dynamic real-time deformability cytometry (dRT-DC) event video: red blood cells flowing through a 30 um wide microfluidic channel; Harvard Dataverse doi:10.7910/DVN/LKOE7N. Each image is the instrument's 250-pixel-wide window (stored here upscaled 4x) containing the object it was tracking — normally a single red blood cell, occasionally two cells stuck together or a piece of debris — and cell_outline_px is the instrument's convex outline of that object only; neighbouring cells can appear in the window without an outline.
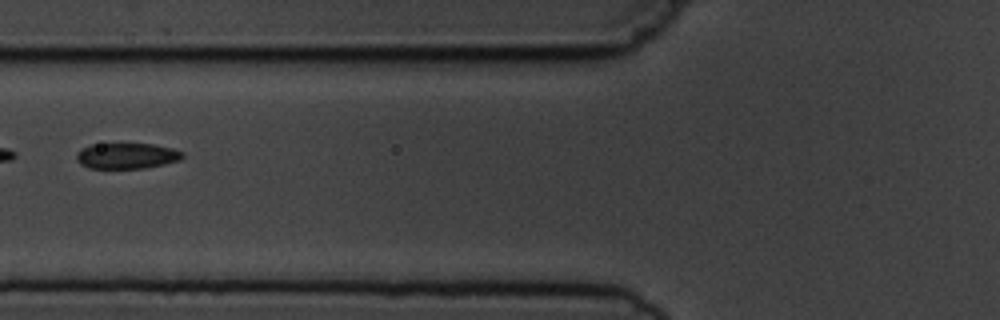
{"species": "common noctule bat (a hibernating species)", "species_latin": "Nyctalus noctula", "temperature_condition": "cold", "stored_images_in_passage": 10, "camera_frame_rate_fps": 3000, "um_per_image_px": 0.085, "animal": {"sex": "male", "body_mass_g": 19.5, "forearm_length_mm": 54.6}, "frame": {"image": 1, "passage_image": 7, "time_ms": 7.0, "image_size_px": [1000, 320], "cell_outline_px": [[184, 156], [180, 160], [164, 164], [144, 168], [88, 168], [80, 164], [76, 160], [76, 152], [80, 148], [92, 144], [152, 144], [172, 148], [184, 152]], "centroid_in_image_um": [10.75, 13.24], "position_along_channel_um": 115.1, "area_um2": 16.01}}
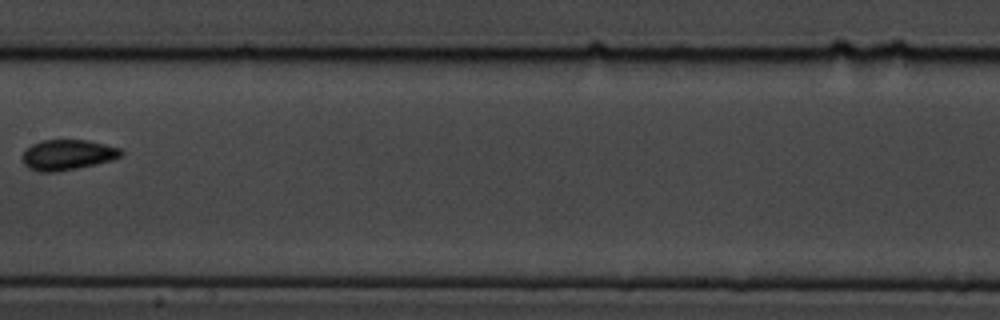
{"frame": {"image": 2, "passage_image": 9, "time_ms": 9.333, "image_size_px": [1000, 320], "cell_outline_px": [[124, 156], [112, 160], [96, 164], [76, 168], [52, 172], [40, 172], [28, 168], [24, 164], [24, 152], [32, 144], [40, 140], [88, 140], [120, 148], [124, 152]], "centroid_in_image_um": [5.79, 13.15], "position_along_channel_um": 201.6, "area_um2": 17.4}}
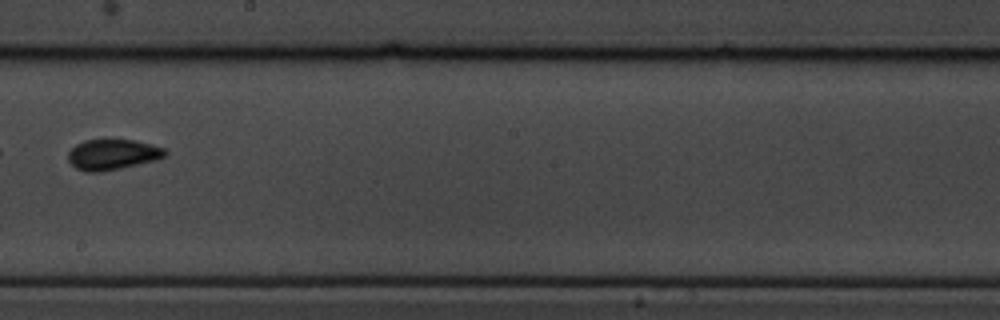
{"frame": {"image": 3, "passage_image": 10, "time_ms": 10.333, "image_size_px": [1000, 320], "cell_outline_px": [[168, 152], [164, 156], [156, 160], [120, 168], [100, 172], [84, 172], [76, 168], [68, 160], [68, 152], [76, 144], [84, 140], [136, 140], [152, 144], [164, 148]], "centroid_in_image_um": [9.56, 13.13], "position_along_channel_um": 238.6, "area_um2": 17.22}}